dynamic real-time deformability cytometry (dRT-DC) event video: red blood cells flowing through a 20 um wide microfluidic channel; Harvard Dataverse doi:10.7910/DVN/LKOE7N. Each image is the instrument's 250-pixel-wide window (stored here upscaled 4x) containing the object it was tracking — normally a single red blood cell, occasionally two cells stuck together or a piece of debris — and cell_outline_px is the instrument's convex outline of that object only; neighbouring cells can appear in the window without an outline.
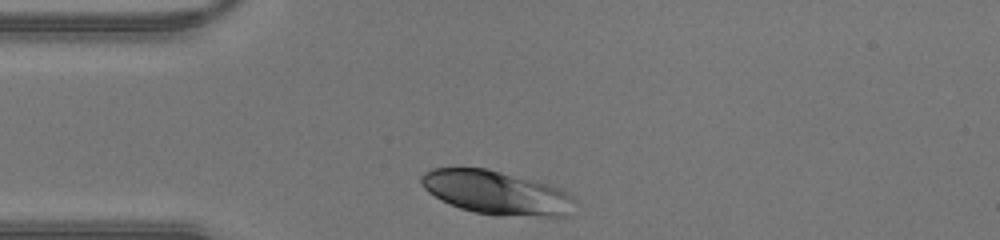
{"species": "human", "species_latin": "Homo sapiens", "temperature_condition": "warm", "stored_images_in_passage": 25, "camera_frame_rate_fps": 3000, "um_per_image_px": 0.085, "donor": {"sex": "male"}, "frame": {"image": 1, "passage_image": 1, "time_ms": 0.0, "image_size_px": [1000, 240], "cell_outline_px": [[576, 200], [568, 216], [496, 216], [476, 212], [460, 208], [440, 200], [428, 192], [420, 184], [420, 176], [424, 172], [432, 168], [488, 168], [548, 184], [560, 188], [576, 196]], "centroid_in_image_um": [42.21, 16.38], "position_along_channel_um": 42.8, "area_um2": 39.48}}
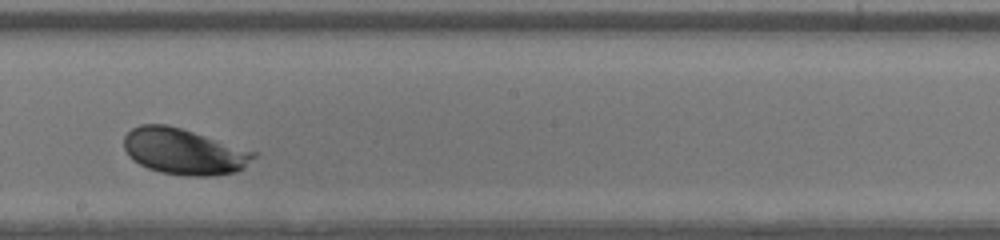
{"frame": {"image": 2, "passage_image": 15, "time_ms": 4.667, "image_size_px": [1000, 240], "cell_outline_px": [[260, 152], [244, 168], [236, 172], [212, 176], [188, 176], [160, 172], [148, 168], [140, 164], [128, 156], [124, 148], [124, 136], [132, 128], [140, 124], [168, 124]], "centroid_in_image_um": [15.67, 12.87], "position_along_channel_um": 232.5, "area_um2": 35.08}}
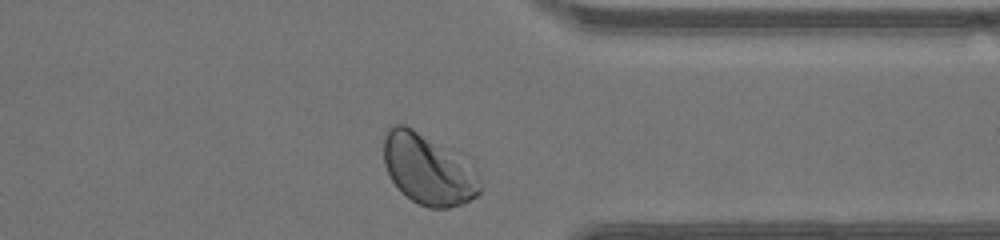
{"frame": {"image": 3, "passage_image": 25, "time_ms": 8.0, "image_size_px": [1000, 240], "cell_outline_px": [[480, 192], [476, 196], [460, 204], [448, 208], [428, 208], [412, 200], [400, 192], [392, 180], [384, 164], [384, 136], [388, 124], [404, 124], [468, 156], [476, 164], [480, 180]], "centroid_in_image_um": [36.44, 14.35], "position_along_channel_um": 375.0, "area_um2": 40.86}}